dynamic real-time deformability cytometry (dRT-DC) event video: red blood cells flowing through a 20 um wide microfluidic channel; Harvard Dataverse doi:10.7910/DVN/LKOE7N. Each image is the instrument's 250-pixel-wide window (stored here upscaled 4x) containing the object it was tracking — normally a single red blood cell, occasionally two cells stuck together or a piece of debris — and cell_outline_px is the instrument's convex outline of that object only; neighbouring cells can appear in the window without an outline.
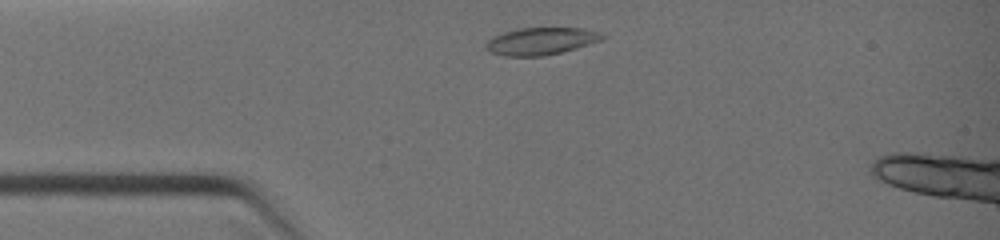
{"species": "common noctule bat (a hibernating species)", "species_latin": "Nyctalus noctula", "temperature_condition": "warm", "stored_images_in_passage": 19, "camera_frame_rate_fps": 3000, "um_per_image_px": 0.085, "animal": {"sex": "female", "body_mass_g": 19.0, "forearm_length_mm": 51.5}, "frame": {"image": 1, "passage_image": 1, "time_ms": 0.0, "image_size_px": [1000, 240], "cell_outline_px": [[608, 36], [600, 40], [576, 48], [544, 56], [504, 56], [492, 52], [484, 44], [492, 36], [504, 32], [520, 28], [584, 28], [604, 32]], "centroid_in_image_um": [46.03, 3.48], "position_along_channel_um": 39.0, "area_um2": 18.5}}
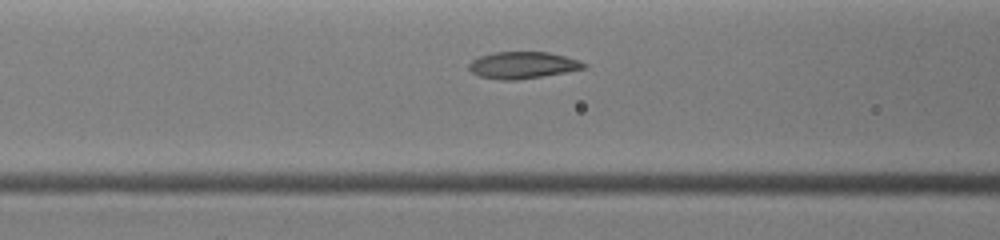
{"frame": {"image": 2, "passage_image": 11, "time_ms": 2.0, "image_size_px": [1000, 240], "cell_outline_px": [[588, 68], [544, 76], [516, 80], [500, 80], [480, 76], [472, 72], [468, 68], [468, 64], [472, 60], [480, 56], [492, 52], [548, 52], [580, 60], [588, 64]], "centroid_in_image_um": [44.46, 5.54], "position_along_channel_um": 122.1, "area_um2": 18.09}}
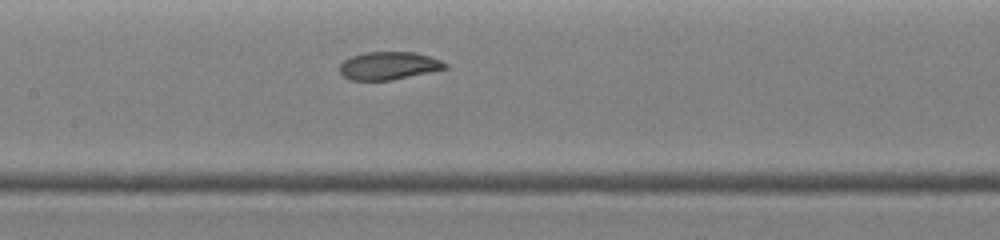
{"frame": {"image": 3, "passage_image": 16, "time_ms": 3.0, "image_size_px": [1000, 240], "cell_outline_px": [[448, 68], [392, 80], [348, 80], [340, 72], [340, 64], [344, 60], [352, 56], [368, 52], [416, 52], [440, 60], [448, 64]], "centroid_in_image_um": [33.04, 5.59], "position_along_channel_um": 174.4, "area_um2": 17.05}}